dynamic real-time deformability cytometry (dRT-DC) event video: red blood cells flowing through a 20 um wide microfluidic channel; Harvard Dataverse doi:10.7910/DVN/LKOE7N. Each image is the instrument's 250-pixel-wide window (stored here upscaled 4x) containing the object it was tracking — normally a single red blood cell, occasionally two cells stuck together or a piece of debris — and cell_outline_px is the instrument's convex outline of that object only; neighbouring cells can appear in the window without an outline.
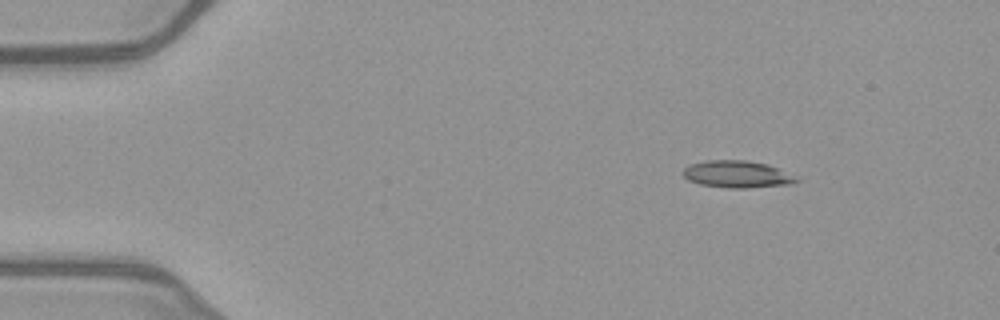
{"species": "common noctule bat (a hibernating species)", "species_latin": "Nyctalus noctula", "temperature_condition": "warm", "stored_images_in_passage": 45, "camera_frame_rate_fps": 3000, "um_per_image_px": 0.085, "animal": {"sex": "female", "body_mass_g": 21.9}, "frame": {"image": 1, "passage_image": 1, "time_ms": 0.0, "image_size_px": [1000, 320], "cell_outline_px": [[800, 180], [792, 184], [748, 188], [728, 188], [700, 184], [688, 180], [680, 172], [688, 164], [708, 160], [744, 160], [768, 164]], "centroid_in_image_um": [62.58, 14.81], "position_along_channel_um": 22.4, "area_um2": 17.8}}
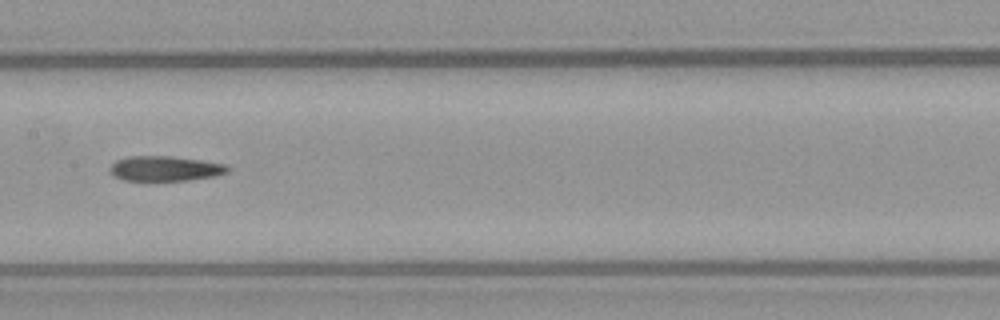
{"frame": {"image": 2, "passage_image": 20, "time_ms": 6.333, "image_size_px": [1000, 320], "cell_outline_px": [[232, 168], [228, 172], [216, 176], [188, 180], [124, 180], [112, 176], [108, 172], [108, 168], [116, 160], [128, 156], [172, 156], [228, 164]], "centroid_in_image_um": [14.03, 14.32], "position_along_channel_um": 193.4, "area_um2": 17.4}}
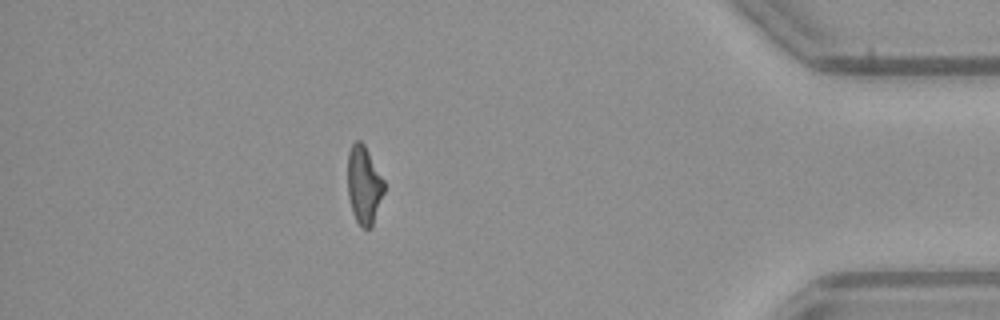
{"frame": {"image": 3, "passage_image": 39, "time_ms": 12.667, "image_size_px": [1000, 320], "cell_outline_px": [[384, 192], [372, 228], [364, 228], [356, 220], [352, 212], [348, 196], [348, 152], [352, 144], [356, 140], [360, 140], [364, 144], [384, 180]], "centroid_in_image_um": [30.93, 15.73], "position_along_channel_um": 404.3, "area_um2": 16.53}, "authors_computed_cell_mechanics": {"area_um2": 17.3978, "velocity_mm_per_s": 4.0512, "shape_relaxation_time_tau1_ms": null, "shape_relaxation_time_tau2_ms": 7.5435, "deformation_change_tau1": null, "deformation_change_tau2": 0.2017}}